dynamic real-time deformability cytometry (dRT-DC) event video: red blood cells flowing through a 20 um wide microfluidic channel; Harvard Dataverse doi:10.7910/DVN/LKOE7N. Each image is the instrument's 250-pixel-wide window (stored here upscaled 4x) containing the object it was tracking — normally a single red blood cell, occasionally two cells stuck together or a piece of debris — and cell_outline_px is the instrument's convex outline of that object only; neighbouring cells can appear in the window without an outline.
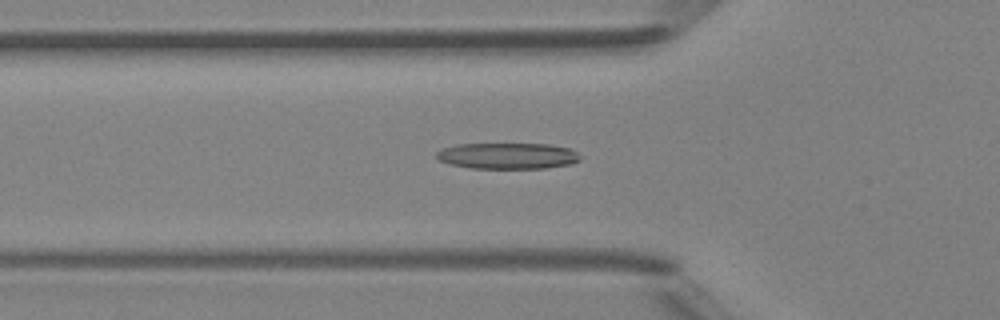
{"species": "Egyptian fruit bat (a non-hibernating species)", "species_latin": "Rousettus aegyptiacus", "temperature_condition": "room temperature", "stored_images_in_passage": 48, "camera_frame_rate_fps": 3000, "um_per_image_px": 0.085, "animal": {"sex": "female"}, "frame": {"image": 1, "passage_image": 16, "time_ms": 5.0, "image_size_px": [1000, 320], "cell_outline_px": [[580, 160], [572, 164], [544, 168], [472, 168], [448, 164], [440, 160], [436, 156], [436, 152], [440, 148], [456, 144], [548, 144], [572, 148], [580, 156]], "centroid_in_image_um": [43.14, 13.24], "position_along_channel_um": 82.7, "area_um2": 22.02}}
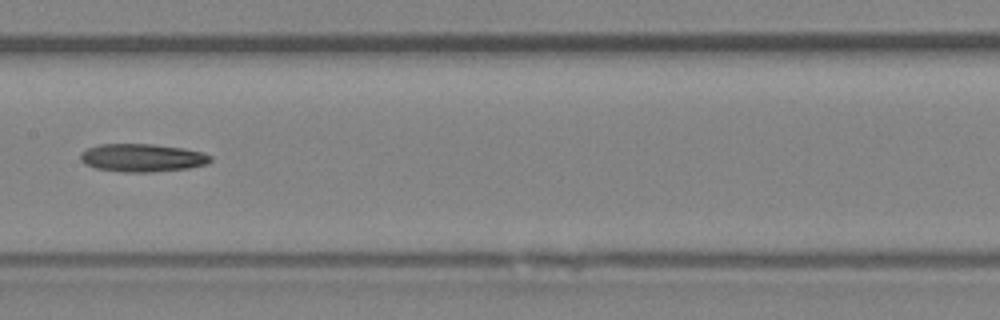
{"frame": {"image": 2, "passage_image": 24, "time_ms": 7.667, "image_size_px": [1000, 320], "cell_outline_px": [[212, 160], [208, 164], [188, 168], [152, 172], [124, 172], [96, 168], [84, 164], [80, 160], [80, 152], [88, 148], [100, 144], [152, 144], [184, 148], [204, 152], [212, 156]], "centroid_in_image_um": [12.11, 13.41], "position_along_channel_um": 195.3, "area_um2": 21.39}}
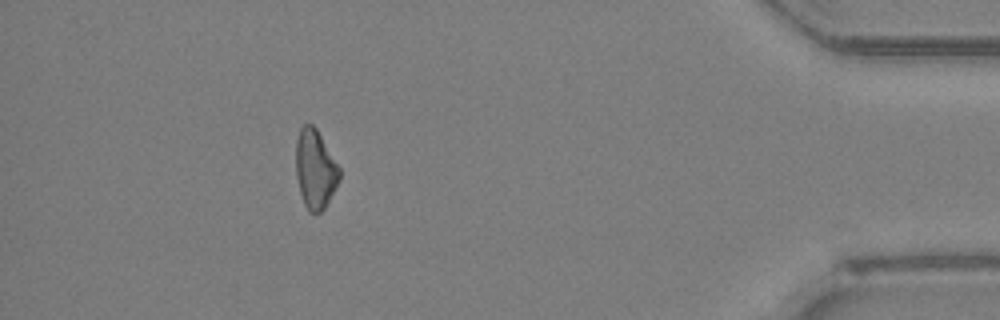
{"frame": {"image": 3, "passage_image": 43, "time_ms": 14.0, "image_size_px": [1000, 320], "cell_outline_px": [[340, 180], [336, 188], [324, 208], [320, 212], [308, 212], [304, 204], [300, 192], [296, 176], [296, 140], [300, 128], [304, 124], [312, 124], [316, 128], [340, 168]], "centroid_in_image_um": [26.79, 14.38], "position_along_channel_um": 408.4, "area_um2": 20.0}, "authors_computed_cell_mechanics": {"area_um2": 21.1548, "velocity_mm_per_s": 4.2258, "shape_relaxation_time_tau1_ms": 7.2017, "shape_relaxation_time_tau2_ms": null, "deformation_change_tau1": 0.1524, "deformation_change_tau2": null}}